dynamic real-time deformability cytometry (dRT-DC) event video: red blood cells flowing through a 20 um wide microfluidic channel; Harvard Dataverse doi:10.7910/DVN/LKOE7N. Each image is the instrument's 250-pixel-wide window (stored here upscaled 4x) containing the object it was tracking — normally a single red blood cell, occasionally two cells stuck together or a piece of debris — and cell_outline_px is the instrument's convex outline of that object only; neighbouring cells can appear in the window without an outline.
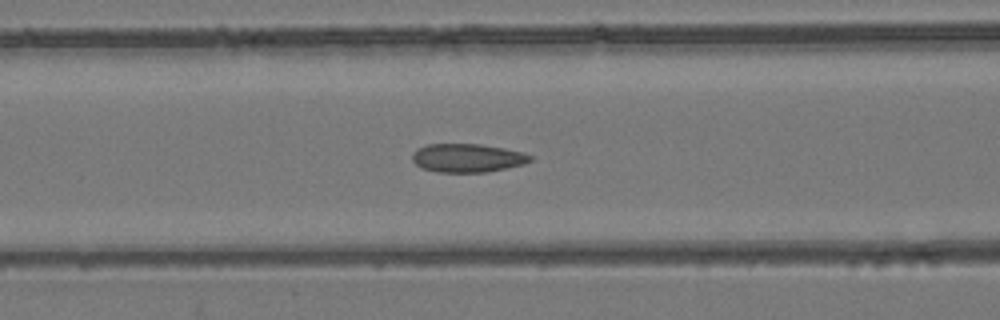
{"species": "common noctule bat (a hibernating species)", "species_latin": "Nyctalus noctula", "temperature_condition": "room temperature", "stored_images_in_passage": 54, "camera_frame_rate_fps": 3000, "um_per_image_px": 0.085, "animal": {"sex": "female", "body_mass_g": 24.6, "forearm_length_mm": 56.2}, "frame": {"image": 1, "passage_image": 23, "time_ms": 7.333, "image_size_px": [1000, 320], "cell_outline_px": [[532, 160], [524, 164], [484, 172], [440, 172], [420, 168], [412, 160], [412, 152], [416, 148], [428, 144], [480, 144], [504, 148], [524, 152], [532, 156]], "centroid_in_image_um": [39.7, 13.42], "position_along_channel_um": 126.9, "area_um2": 19.65}}
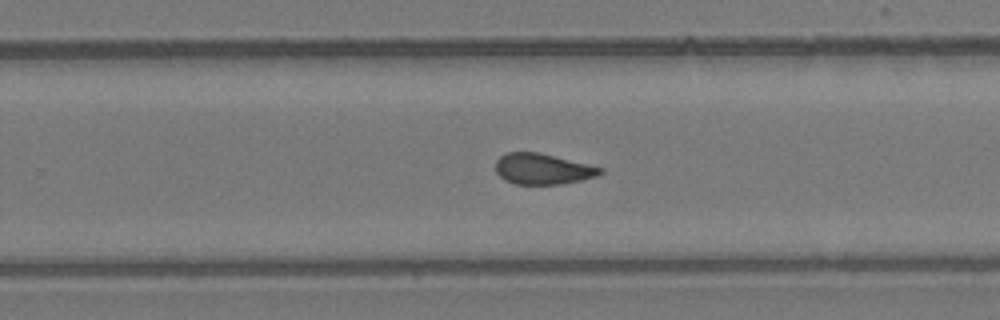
{"frame": {"image": 2, "passage_image": 35, "time_ms": 11.333, "image_size_px": [1000, 320], "cell_outline_px": [[604, 172], [596, 176], [580, 180], [560, 184], [512, 184], [504, 180], [496, 172], [496, 160], [504, 152], [540, 152], [604, 168]], "centroid_in_image_um": [46.11, 14.35], "position_along_channel_um": 283.7, "area_um2": 18.9}}
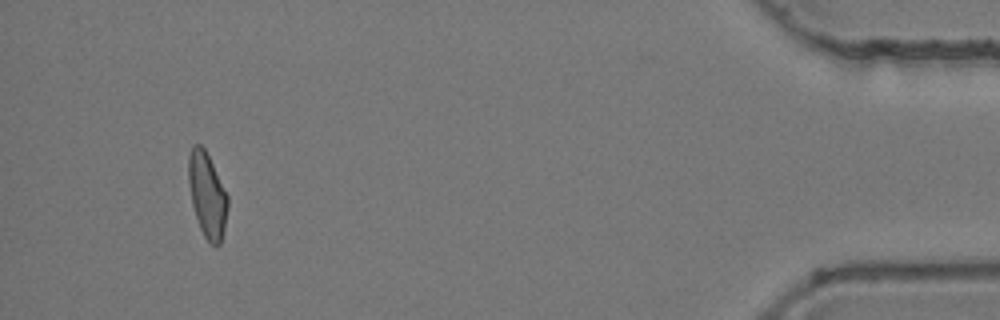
{"frame": {"image": 3, "passage_image": 51, "time_ms": 16.667, "image_size_px": [1000, 320], "cell_outline_px": [[228, 208], [224, 228], [220, 244], [216, 248], [204, 236], [200, 228], [192, 204], [188, 180], [188, 156], [192, 144], [200, 144], [204, 148], [228, 196]], "centroid_in_image_um": [17.6, 16.57], "position_along_channel_um": 417.6, "area_um2": 19.25}, "authors_computed_cell_mechanics": {"area_um2": 19.9121, "velocity_mm_per_s": 3.9342, "shape_relaxation_time_tau1_ms": null, "shape_relaxation_time_tau2_ms": 1.9593, "deformation_change_tau1": null, "deformation_change_tau2": 0.0789}}